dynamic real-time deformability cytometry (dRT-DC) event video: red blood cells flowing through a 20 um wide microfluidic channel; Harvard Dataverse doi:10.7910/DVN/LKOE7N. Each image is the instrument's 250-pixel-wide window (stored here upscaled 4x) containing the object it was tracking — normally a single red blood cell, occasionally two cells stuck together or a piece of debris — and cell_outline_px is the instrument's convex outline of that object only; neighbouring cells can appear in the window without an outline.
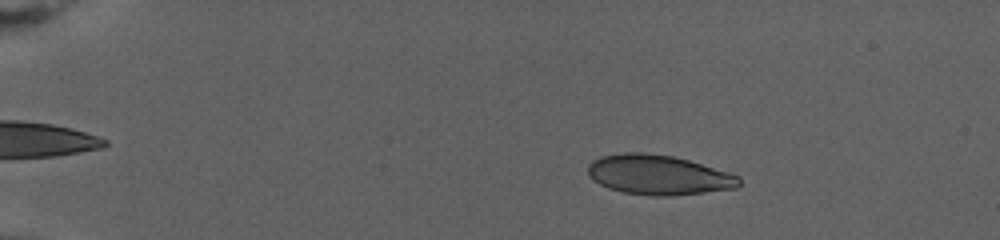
{"species": "human", "species_latin": "Homo sapiens", "temperature_condition": "warm", "stored_images_in_passage": 19, "camera_frame_rate_fps": 3000, "um_per_image_px": 0.085, "donor": {"sex": "female"}, "frame": {"image": 1, "passage_image": 5, "time_ms": 1.333, "image_size_px": [1000, 240], "cell_outline_px": [[740, 184], [736, 188], [704, 192], [668, 196], [652, 196], [624, 192], [608, 188], [592, 180], [588, 176], [588, 164], [592, 160], [600, 156], [624, 152], [644, 152], [672, 156], [688, 160], [728, 172], [740, 176]], "centroid_in_image_um": [55.93, 14.86], "position_along_channel_um": 29.1, "area_um2": 35.08}}
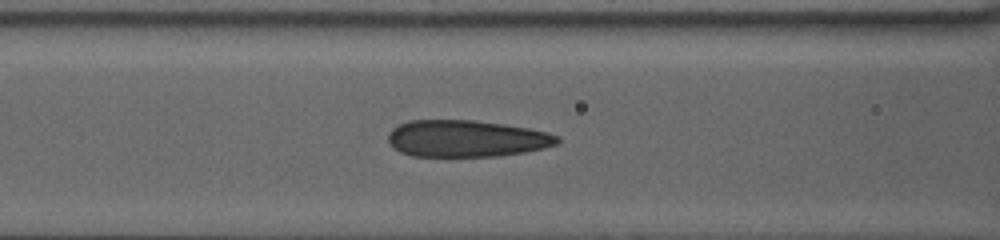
{"frame": {"image": 2, "passage_image": 13, "time_ms": 4.0, "image_size_px": [1000, 240], "cell_outline_px": [[560, 140], [556, 144], [544, 148], [524, 152], [496, 156], [412, 156], [400, 152], [388, 140], [388, 132], [392, 128], [408, 120], [472, 120], [504, 124], [528, 128], [548, 132], [560, 136]], "centroid_in_image_um": [39.65, 11.77], "position_along_channel_um": 126.9, "area_um2": 36.24}}
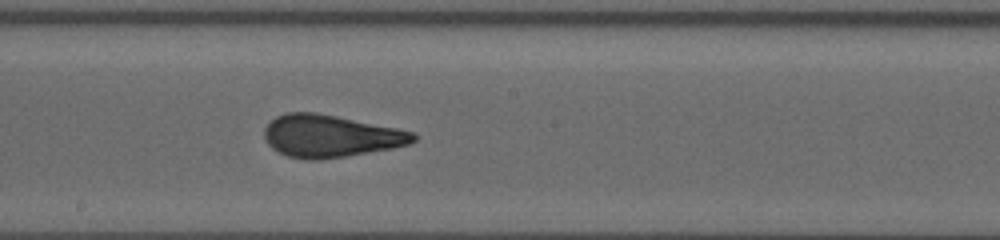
{"frame": {"image": 3, "passage_image": 19, "time_ms": 6.0, "image_size_px": [1000, 240], "cell_outline_px": [[416, 140], [408, 144], [392, 148], [320, 160], [304, 160], [288, 156], [272, 148], [264, 140], [264, 128], [276, 116], [288, 112], [316, 112], [396, 128], [412, 132], [416, 136]], "centroid_in_image_um": [28.04, 11.56], "position_along_channel_um": 220.2, "area_um2": 36.47}}